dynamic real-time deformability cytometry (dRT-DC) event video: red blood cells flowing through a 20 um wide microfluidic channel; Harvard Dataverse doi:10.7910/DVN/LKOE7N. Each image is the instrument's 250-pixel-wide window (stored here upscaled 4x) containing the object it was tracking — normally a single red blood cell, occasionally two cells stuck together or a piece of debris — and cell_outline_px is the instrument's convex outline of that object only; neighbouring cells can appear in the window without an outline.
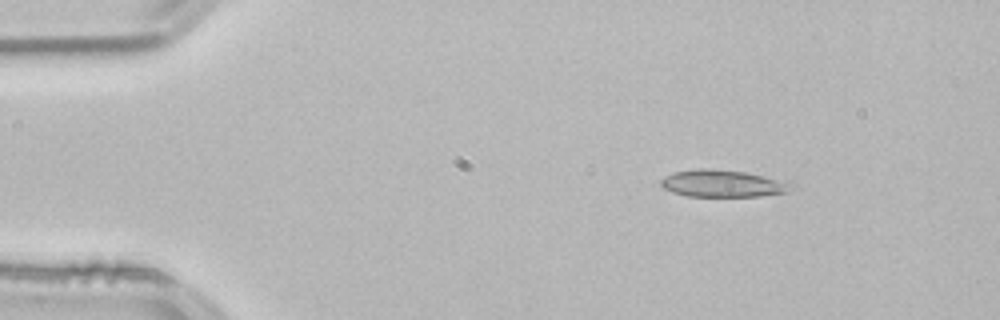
{"species": "common noctule bat (a hibernating species)", "species_latin": "Nyctalus noctula", "temperature_condition": "room temperature", "stored_images_in_passage": 46, "camera_frame_rate_fps": 3000, "um_per_image_px": 0.085, "animal": {"sex": "male", "body_mass_g": 21.5, "forearm_length_mm": 52.0}, "frame": {"image": 1, "passage_image": 1, "time_ms": 0.0, "image_size_px": [1000, 320], "cell_outline_px": [[796, 188], [788, 192], [760, 196], [688, 196], [672, 192], [664, 188], [660, 184], [660, 180], [664, 176], [672, 172], [696, 168], [708, 168], [744, 172], [788, 180], [796, 184]], "centroid_in_image_um": [61.5, 15.59], "position_along_channel_um": 23.5, "area_um2": 21.04}}
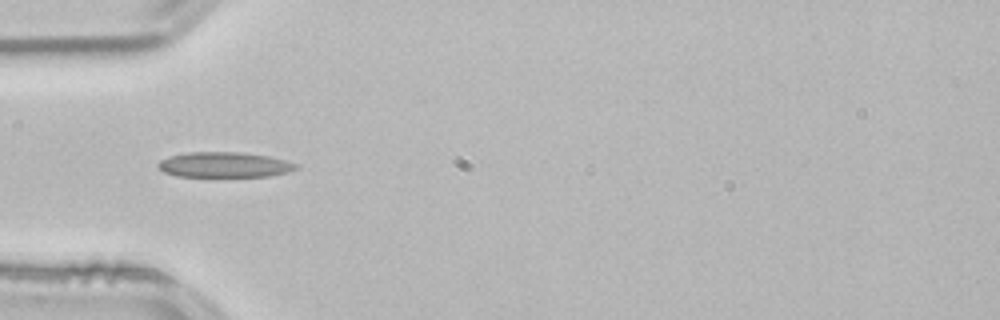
{"frame": {"image": 2, "passage_image": 10, "time_ms": 3.0, "image_size_px": [1000, 320], "cell_outline_px": [[300, 168], [288, 172], [268, 176], [176, 176], [164, 172], [156, 164], [160, 160], [168, 156], [188, 152], [244, 152], [268, 156], [300, 164]], "centroid_in_image_um": [19.09, 13.99], "position_along_channel_um": 65.9, "area_um2": 20.4}}
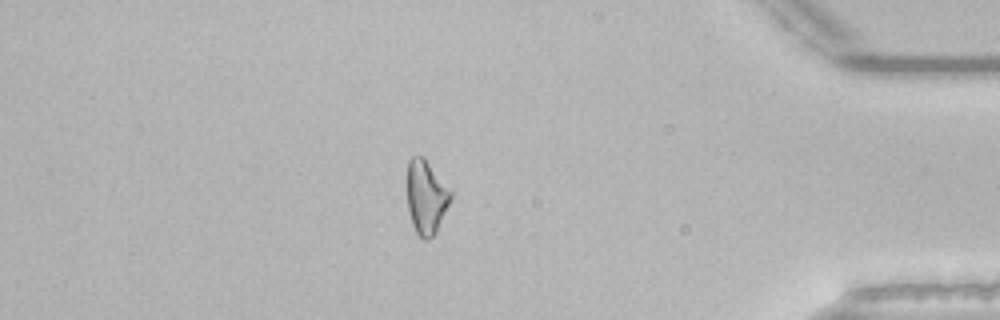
{"frame": {"image": 3, "passage_image": 39, "time_ms": 12.667, "image_size_px": [1000, 320], "cell_outline_px": [[452, 196], [436, 232], [428, 240], [424, 240], [416, 232], [412, 224], [408, 212], [408, 160], [412, 156], [424, 156], [452, 188]], "centroid_in_image_um": [36.25, 16.71], "position_along_channel_um": 399.0, "area_um2": 18.96}, "authors_computed_cell_mechanics": {"area_um2": 19.2474, "velocity_mm_per_s": 3.837, "shape_relaxation_time_tau1_ms": null, "shape_relaxation_time_tau2_ms": 4.3573, "deformation_change_tau1": null, "deformation_change_tau2": 0.1501}}